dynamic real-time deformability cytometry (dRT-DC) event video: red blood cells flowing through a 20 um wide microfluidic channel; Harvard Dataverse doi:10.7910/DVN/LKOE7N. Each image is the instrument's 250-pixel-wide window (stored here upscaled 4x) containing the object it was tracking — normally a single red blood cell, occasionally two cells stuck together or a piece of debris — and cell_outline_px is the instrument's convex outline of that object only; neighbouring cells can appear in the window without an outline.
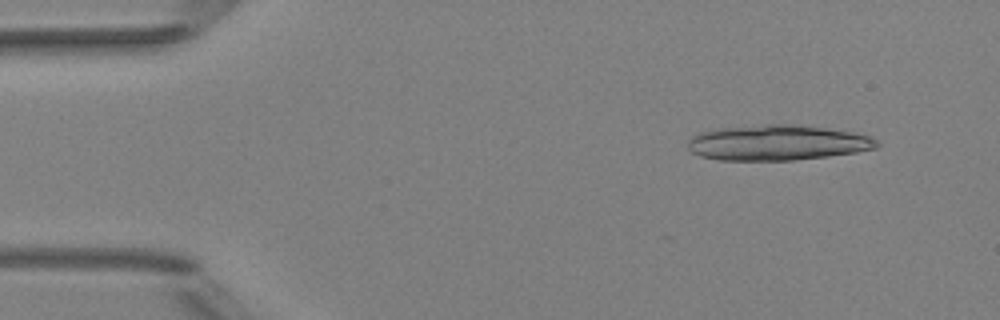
{"species": "Egyptian fruit bat (a non-hibernating species)", "species_latin": "Rousettus aegyptiacus", "temperature_condition": "room temperature", "stored_images_in_passage": 5, "camera_frame_rate_fps": 3000, "um_per_image_px": 0.085, "animal": {"sex": "female"}, "frame": {"image": 1, "passage_image": 5, "time_ms": 5.667, "image_size_px": [1000, 320], "cell_outline_px": [[880, 144], [876, 148], [856, 152], [828, 156], [792, 160], [716, 160], [700, 156], [692, 152], [688, 148], [688, 140], [692, 136], [700, 132], [716, 128], [764, 124], [800, 124], [856, 132], [872, 136], [880, 140]], "centroid_in_image_um": [66.11, 12.11], "position_along_channel_um": 18.9, "area_um2": 39.54}}